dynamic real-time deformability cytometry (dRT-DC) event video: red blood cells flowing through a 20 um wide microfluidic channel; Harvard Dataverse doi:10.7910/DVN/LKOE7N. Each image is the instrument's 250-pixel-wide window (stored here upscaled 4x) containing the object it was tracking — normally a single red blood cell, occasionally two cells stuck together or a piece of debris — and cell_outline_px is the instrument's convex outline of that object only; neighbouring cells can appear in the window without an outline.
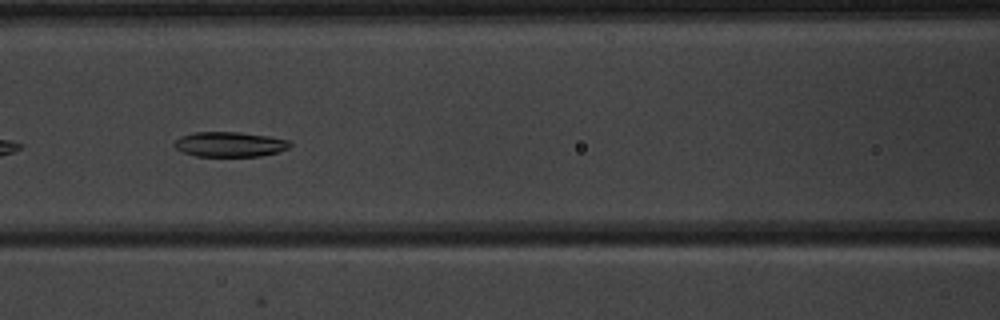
{"species": "common noctule bat (a hibernating species)", "species_latin": "Nyctalus noctula", "temperature_condition": "warm", "stored_images_in_passage": 8, "camera_frame_rate_fps": 3000, "um_per_image_px": 0.085, "animal": {"sex": "male", "body_mass_g": 20.1, "forearm_length_mm": 53.5}, "frame": {"image": 1, "passage_image": 7, "time_ms": 8.0, "image_size_px": [1000, 320], "cell_outline_px": [[292, 144], [288, 148], [276, 152], [260, 156], [196, 156], [180, 152], [172, 144], [180, 136], [192, 132], [240, 132], [268, 136], [292, 140]], "centroid_in_image_um": [19.51, 12.26], "position_along_channel_um": 147.1, "area_um2": 16.99}}
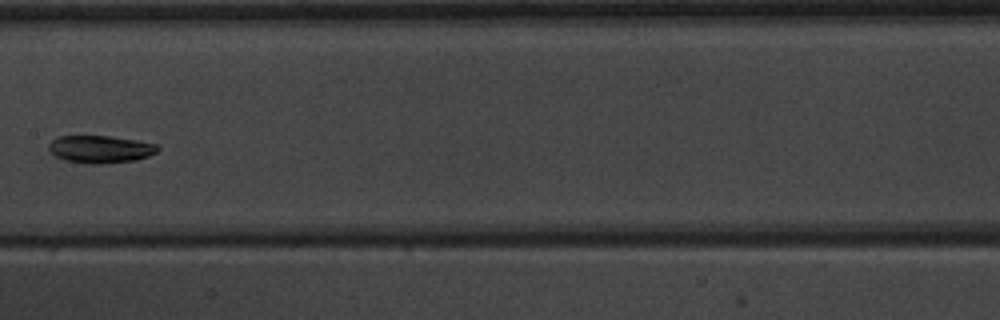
{"frame": {"image": 2, "passage_image": 8, "time_ms": 9.333, "image_size_px": [1000, 320], "cell_outline_px": [[160, 148], [156, 152], [148, 156], [136, 160], [100, 164], [88, 164], [64, 160], [56, 156], [48, 148], [48, 144], [56, 136], [112, 136], [136, 140], [156, 144]], "centroid_in_image_um": [8.52, 12.68], "position_along_channel_um": 198.9, "area_um2": 17.51}}